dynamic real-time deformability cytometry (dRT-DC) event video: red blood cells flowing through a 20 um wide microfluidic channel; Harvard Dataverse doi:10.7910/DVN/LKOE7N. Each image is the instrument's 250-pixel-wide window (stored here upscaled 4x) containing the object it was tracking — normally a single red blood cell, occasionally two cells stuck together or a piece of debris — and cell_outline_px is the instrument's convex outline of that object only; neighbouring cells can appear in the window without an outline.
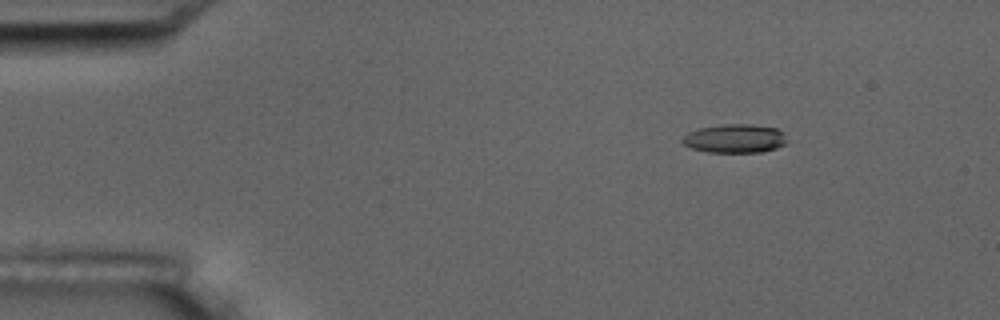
{"species": "common noctule bat (a hibernating species)", "species_latin": "Nyctalus noctula", "temperature_condition": "room temperature", "stored_images_in_passage": 11, "camera_frame_rate_fps": 3000, "um_per_image_px": 0.085, "animal": {"sex": "male", "body_mass_g": 17.5, "forearm_length_mm": 52.3}, "frame": {"image": 1, "passage_image": 2, "time_ms": 2.0, "image_size_px": [1000, 320], "cell_outline_px": [[788, 140], [784, 144], [776, 148], [760, 152], [708, 152], [692, 148], [684, 144], [680, 140], [688, 132], [700, 128], [720, 124], [752, 124], [776, 128], [784, 132]], "centroid_in_image_um": [62.48, 11.76], "position_along_channel_um": 22.5, "area_um2": 17.57}}
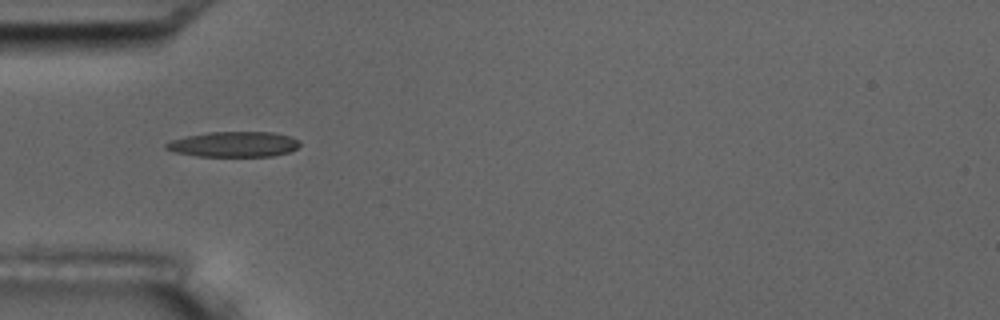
{"frame": {"image": 2, "passage_image": 5, "time_ms": 5.333, "image_size_px": [1000, 320], "cell_outline_px": [[300, 144], [296, 148], [288, 152], [272, 156], [196, 156], [176, 152], [164, 148], [164, 144], [172, 140], [188, 136], [208, 132], [272, 132], [292, 136], [300, 140]], "centroid_in_image_um": [19.9, 12.26], "position_along_channel_um": 65.1, "area_um2": 19.71}}
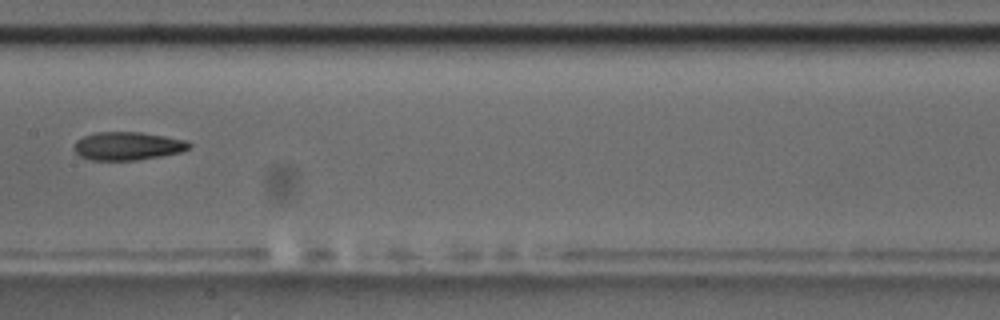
{"frame": {"image": 3, "passage_image": 8, "time_ms": 9.0, "image_size_px": [1000, 320], "cell_outline_px": [[192, 148], [180, 152], [160, 156], [136, 160], [92, 160], [80, 156], [72, 148], [76, 140], [84, 136], [96, 132], [140, 132], [164, 136], [184, 140], [192, 144]], "centroid_in_image_um": [10.83, 12.41], "position_along_channel_um": 196.6, "area_um2": 18.9}}